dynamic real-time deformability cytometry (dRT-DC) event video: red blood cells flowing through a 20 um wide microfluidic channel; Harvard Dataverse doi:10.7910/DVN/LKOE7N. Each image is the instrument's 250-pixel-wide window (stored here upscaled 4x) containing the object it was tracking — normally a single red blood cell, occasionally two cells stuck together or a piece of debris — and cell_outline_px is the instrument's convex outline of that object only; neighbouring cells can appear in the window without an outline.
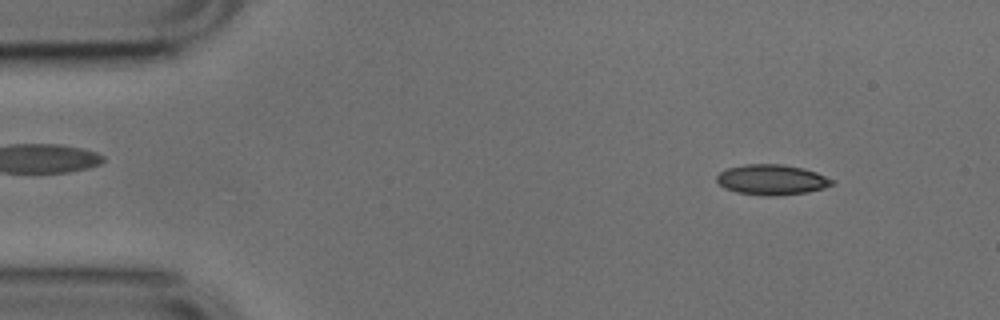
{"species": "common noctule bat (a hibernating species)", "species_latin": "Nyctalus noctula", "temperature_condition": "cold", "stored_images_in_passage": 51, "camera_frame_rate_fps": 3000, "um_per_image_px": 0.085, "animal": {"sex": "male", "body_mass_g": 17.9, "forearm_length_mm": 54.2}, "frame": {"image": 1, "passage_image": 5, "time_ms": 1.333, "image_size_px": [1000, 320], "cell_outline_px": [[836, 180], [832, 184], [824, 188], [808, 192], [776, 196], [764, 196], [736, 192], [724, 188], [716, 180], [716, 176], [720, 172], [728, 168], [744, 164], [784, 164], [804, 168], [816, 172]], "centroid_in_image_um": [65.61, 15.27], "position_along_channel_um": 19.4, "area_um2": 20.58}}
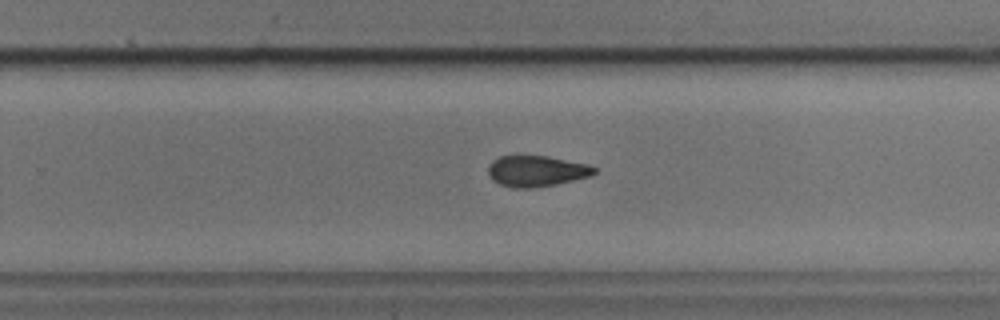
{"frame": {"image": 2, "passage_image": 32, "time_ms": 10.333, "image_size_px": [1000, 320], "cell_outline_px": [[596, 172], [592, 176], [556, 184], [536, 188], [512, 188], [500, 184], [492, 180], [488, 172], [488, 164], [492, 160], [500, 156], [548, 156], [588, 164], [596, 168]], "centroid_in_image_um": [45.6, 14.55], "position_along_channel_um": 284.2, "area_um2": 19.31}}
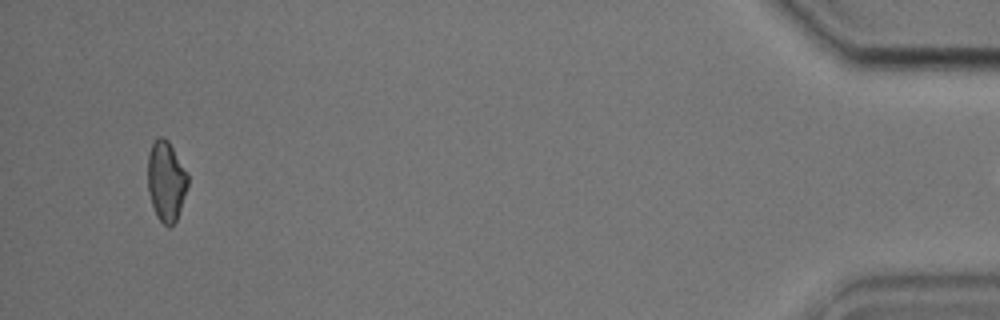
{"frame": {"image": 3, "passage_image": 49, "time_ms": 16.0, "image_size_px": [1000, 320], "cell_outline_px": [[188, 184], [176, 220], [168, 228], [156, 216], [148, 192], [148, 152], [156, 136], [164, 136], [168, 140], [188, 176]], "centroid_in_image_um": [14.09, 15.37], "position_along_channel_um": 421.1, "area_um2": 18.5}, "authors_computed_cell_mechanics": {"area_um2": 19.8254, "velocity_mm_per_s": 3.8155, "shape_relaxation_time_tau1_ms": 4.3085, "shape_relaxation_time_tau2_ms": 5.8377, "deformation_change_tau1": 0.0911, "deformation_change_tau2": 0.1174}}